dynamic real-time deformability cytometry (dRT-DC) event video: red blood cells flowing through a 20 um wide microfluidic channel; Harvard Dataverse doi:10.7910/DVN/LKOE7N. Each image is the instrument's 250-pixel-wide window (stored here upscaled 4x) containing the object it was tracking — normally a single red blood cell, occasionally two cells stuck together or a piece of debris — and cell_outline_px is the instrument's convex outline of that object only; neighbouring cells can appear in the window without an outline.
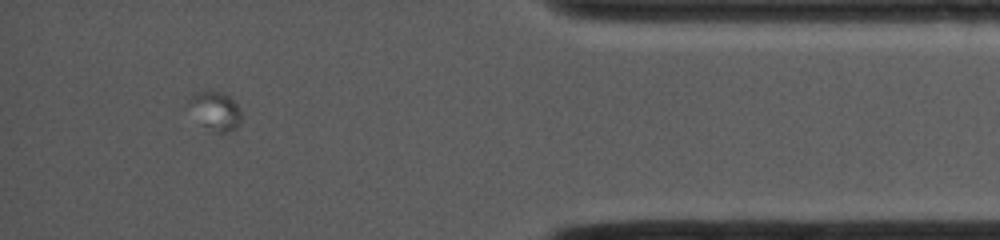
{"species": "common noctule bat (a hibernating species)", "species_latin": "Nyctalus noctula", "temperature_condition": "cold", "stored_images_in_passage": 17, "camera_frame_rate_fps": 4000, "um_per_image_px": 0.085, "animal": {"sex": "female", "body_mass_g": 19.0, "forearm_length_mm": 53.3}, "frame": {"image": 1, "passage_image": 15, "time_ms": 9.25, "image_size_px": [1000, 240], "cell_outline_px": [[240, 124], [236, 128], [228, 132], [220, 132], [200, 124], [188, 100], [196, 92], [224, 92], [236, 100], [240, 108]], "centroid_in_image_um": [18.38, 9.4], "position_along_channel_um": 416.8, "area_um2": 11.5}}